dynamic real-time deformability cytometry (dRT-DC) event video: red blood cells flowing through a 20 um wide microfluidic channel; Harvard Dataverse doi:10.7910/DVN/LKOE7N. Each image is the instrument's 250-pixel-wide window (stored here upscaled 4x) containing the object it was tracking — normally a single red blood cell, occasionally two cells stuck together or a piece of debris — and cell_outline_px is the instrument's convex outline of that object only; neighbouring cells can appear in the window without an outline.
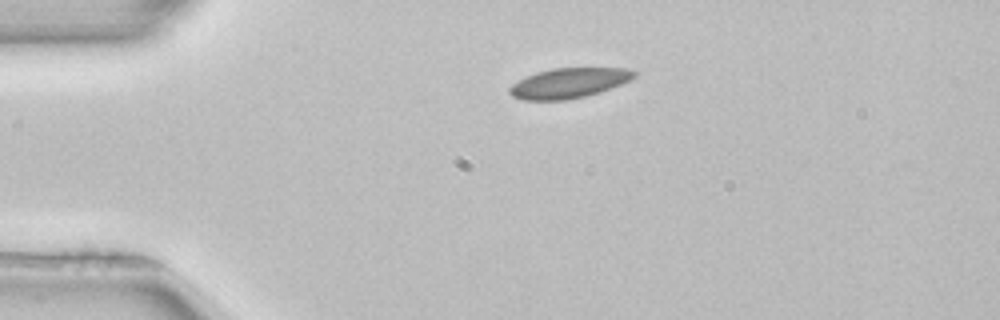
{"species": "common noctule bat (a hibernating species)", "species_latin": "Nyctalus noctula", "temperature_condition": "room temperature", "stored_images_in_passage": 42, "camera_frame_rate_fps": 3000, "um_per_image_px": 0.085, "animal": {"sex": "female", "body_mass_g": 22.7, "forearm_length_mm": 54.2}, "frame": {"image": 1, "passage_image": 1, "time_ms": 0.0, "image_size_px": [1000, 320], "cell_outline_px": [[640, 72], [636, 76], [620, 84], [600, 92], [584, 96], [564, 100], [520, 100], [512, 96], [508, 92], [508, 88], [512, 84], [536, 72], [552, 68], [624, 68]], "centroid_in_image_um": [48.33, 7.06], "position_along_channel_um": 36.7, "area_um2": 21.73}, "authors_computed_cell_mechanics": {"area_um2": 21.097, "velocity_mm_per_s": 3.9356, "shape_relaxation_time_tau1_ms": null, "shape_relaxation_time_tau2_ms": 2.4516, "deformation_change_tau1": null, "deformation_change_tau2": 0.0387}}